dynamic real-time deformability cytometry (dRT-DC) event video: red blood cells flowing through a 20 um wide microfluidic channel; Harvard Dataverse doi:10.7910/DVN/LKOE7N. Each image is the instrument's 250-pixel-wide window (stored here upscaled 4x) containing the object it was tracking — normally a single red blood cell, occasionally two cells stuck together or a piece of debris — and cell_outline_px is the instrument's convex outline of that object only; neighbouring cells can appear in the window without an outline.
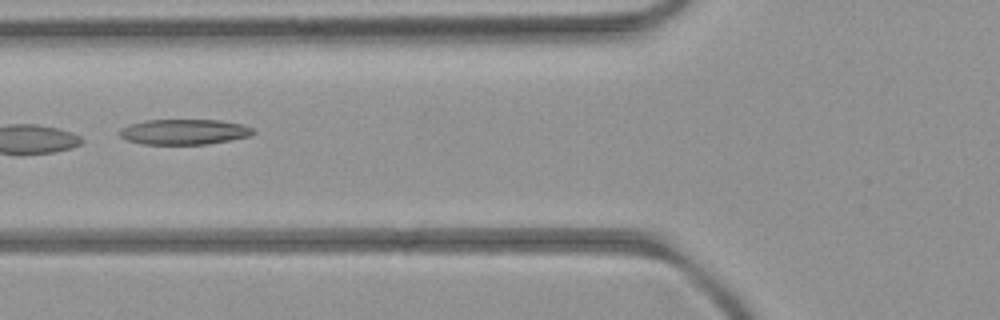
{"species": "common noctule bat (a hibernating species)", "species_latin": "Nyctalus noctula", "temperature_condition": "room temperature", "stored_images_in_passage": 5, "camera_frame_rate_fps": 3000, "um_per_image_px": 0.085, "animal": {"sex": "female", "body_mass_g": 21.9}, "frame": {"image": 1, "passage_image": 5, "time_ms": 4.667, "image_size_px": [1000, 320], "cell_outline_px": [[256, 132], [252, 136], [208, 144], [140, 144], [128, 140], [120, 136], [120, 128], [128, 124], [144, 120], [220, 120], [244, 124], [252, 128]], "centroid_in_image_um": [15.68, 11.2], "position_along_channel_um": 110.1, "area_um2": 19.94}}